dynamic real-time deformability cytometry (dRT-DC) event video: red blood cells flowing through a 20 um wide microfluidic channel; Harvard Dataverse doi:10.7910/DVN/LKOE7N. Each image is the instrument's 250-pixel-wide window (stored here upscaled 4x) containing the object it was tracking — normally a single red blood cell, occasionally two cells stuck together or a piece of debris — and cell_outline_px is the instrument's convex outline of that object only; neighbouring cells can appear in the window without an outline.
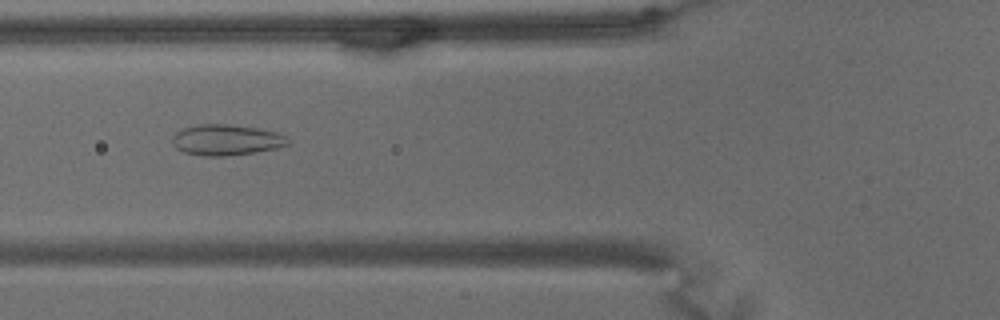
{"species": "common noctule bat (a hibernating species)", "species_latin": "Nyctalus noctula", "temperature_condition": "warm", "stored_images_in_passage": 65, "camera_frame_rate_fps": 3000, "um_per_image_px": 0.085, "animal": {"sex": "male", "body_mass_g": 15.6}, "frame": {"image": 1, "passage_image": 24, "time_ms": 7.667, "image_size_px": [1000, 320], "cell_outline_px": [[288, 144], [276, 148], [252, 152], [224, 156], [208, 156], [184, 152], [176, 148], [172, 144], [172, 136], [176, 132], [184, 128], [200, 124], [228, 124], [260, 128], [276, 132], [284, 136], [288, 140]], "centroid_in_image_um": [19.2, 11.88], "position_along_channel_um": 106.6, "area_um2": 20.52}}
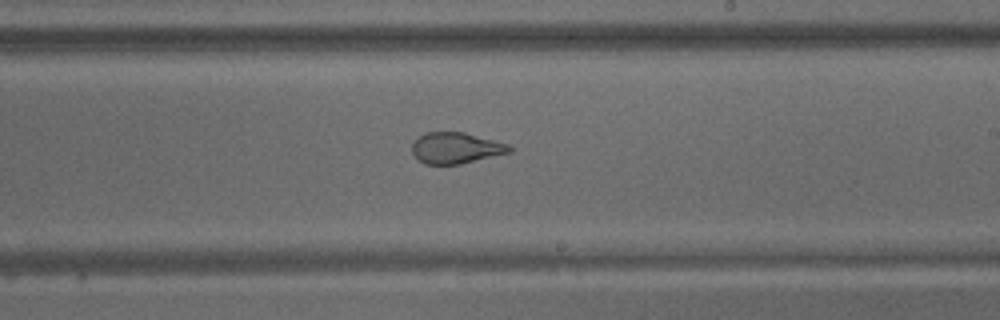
{"frame": {"image": 2, "passage_image": 38, "time_ms": 12.333, "image_size_px": [1000, 320], "cell_outline_px": [[512, 152], [460, 164], [424, 164], [412, 152], [412, 144], [424, 132], [464, 132], [508, 144], [512, 148]], "centroid_in_image_um": [38.76, 12.58], "position_along_channel_um": 250.2, "area_um2": 17.51}}
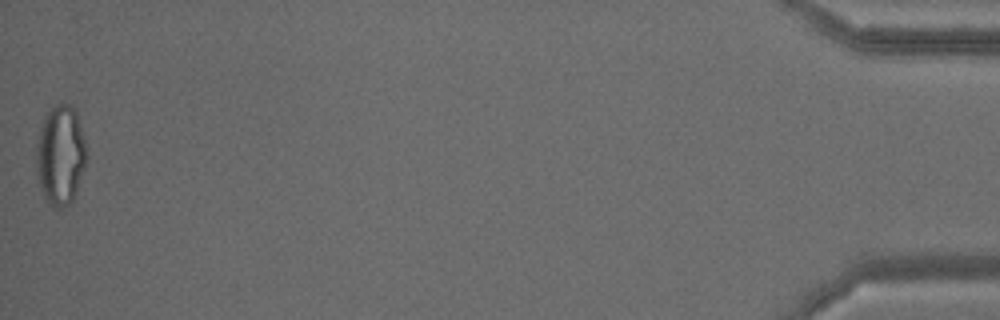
{"frame": {"image": 3, "passage_image": 65, "time_ms": 21.333, "image_size_px": [1000, 320], "cell_outline_px": [[88, 156], [76, 192], [72, 200], [68, 204], [60, 208], [52, 208], [44, 196], [36, 176], [36, 148], [40, 128], [44, 116], [60, 100], [72, 104], [76, 112], [88, 148]], "centroid_in_image_um": [5.15, 13.15], "position_along_channel_um": 430.1, "area_um2": 29.71}, "authors_computed_cell_mechanics": {"area_um2": 23.1778, "velocity_mm_per_s": 3.0786, "shape_relaxation_time_tau1_ms": null, "shape_relaxation_time_tau2_ms": 1.0716, "deformation_change_tau1": null, "deformation_change_tau2": 0.0854}}